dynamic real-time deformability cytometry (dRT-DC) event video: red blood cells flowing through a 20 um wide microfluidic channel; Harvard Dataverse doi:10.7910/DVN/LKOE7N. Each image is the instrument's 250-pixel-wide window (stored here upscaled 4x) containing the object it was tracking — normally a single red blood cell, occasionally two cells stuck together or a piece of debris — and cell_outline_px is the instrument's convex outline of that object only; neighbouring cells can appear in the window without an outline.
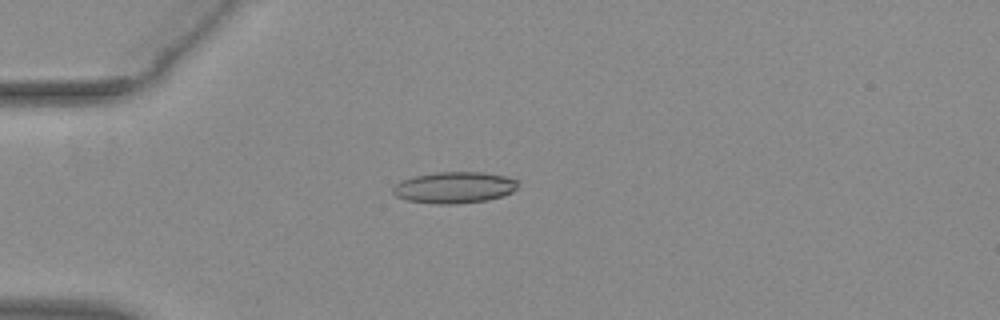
{"species": "common noctule bat (a hibernating species)", "species_latin": "Nyctalus noctula", "temperature_condition": "warm", "stored_images_in_passage": 52, "camera_frame_rate_fps": 3000, "um_per_image_px": 0.085, "animal": {"sex": "female", "body_mass_g": 29.2, "forearm_length_mm": 56.3}, "frame": {"image": 1, "passage_image": 14, "time_ms": 4.333, "image_size_px": [1000, 320], "cell_outline_px": [[516, 188], [512, 192], [504, 196], [488, 200], [456, 204], [436, 204], [408, 200], [396, 196], [392, 192], [392, 188], [396, 184], [412, 176], [436, 172], [484, 172], [504, 176], [516, 180]], "centroid_in_image_um": [38.61, 15.94], "position_along_channel_um": 46.4, "area_um2": 22.83}}
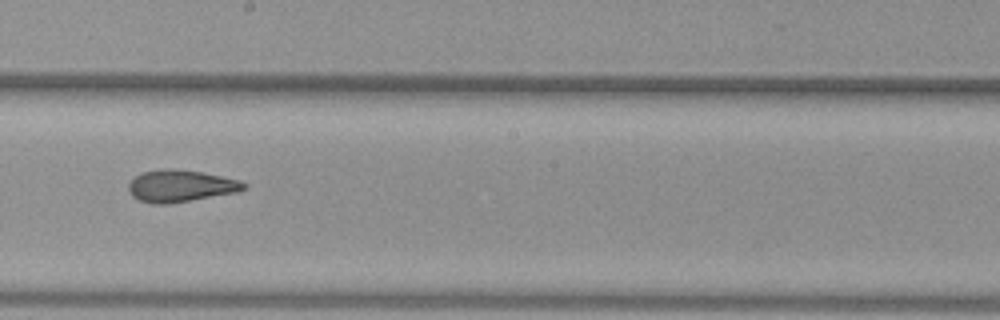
{"frame": {"image": 2, "passage_image": 30, "time_ms": 9.667, "image_size_px": [1000, 320], "cell_outline_px": [[248, 188], [236, 192], [168, 204], [152, 204], [140, 200], [132, 196], [128, 188], [128, 184], [140, 172], [160, 168], [172, 168], [204, 172], [240, 180], [248, 184]], "centroid_in_image_um": [15.35, 15.79], "position_along_channel_um": 232.8, "area_um2": 21.68}}
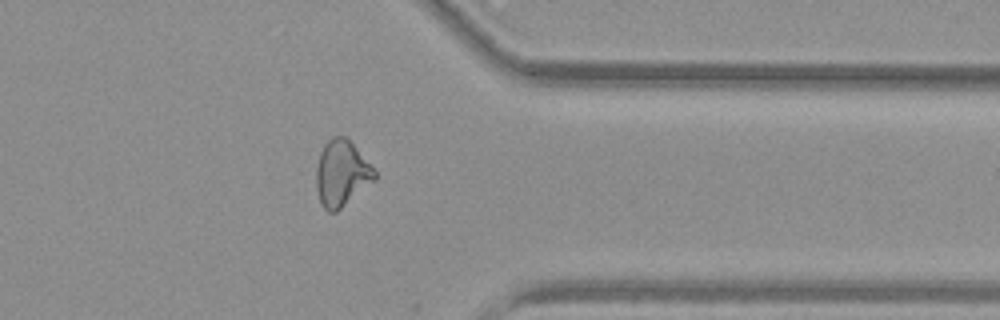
{"frame": {"image": 3, "passage_image": 42, "time_ms": 13.667, "image_size_px": [1000, 320], "cell_outline_px": [[376, 180], [336, 212], [328, 212], [320, 204], [316, 188], [316, 168], [320, 152], [324, 144], [332, 136], [344, 136], [356, 148], [376, 172]], "centroid_in_image_um": [29.01, 14.76], "position_along_channel_um": 382.4, "area_um2": 22.37}, "authors_computed_cell_mechanics": {"area_um2": 22.1085, "velocity_mm_per_s": 3.9329, "shape_relaxation_time_tau1_ms": null, "shape_relaxation_time_tau2_ms": 2.4554, "deformation_change_tau1": null, "deformation_change_tau2": 0.1146}}